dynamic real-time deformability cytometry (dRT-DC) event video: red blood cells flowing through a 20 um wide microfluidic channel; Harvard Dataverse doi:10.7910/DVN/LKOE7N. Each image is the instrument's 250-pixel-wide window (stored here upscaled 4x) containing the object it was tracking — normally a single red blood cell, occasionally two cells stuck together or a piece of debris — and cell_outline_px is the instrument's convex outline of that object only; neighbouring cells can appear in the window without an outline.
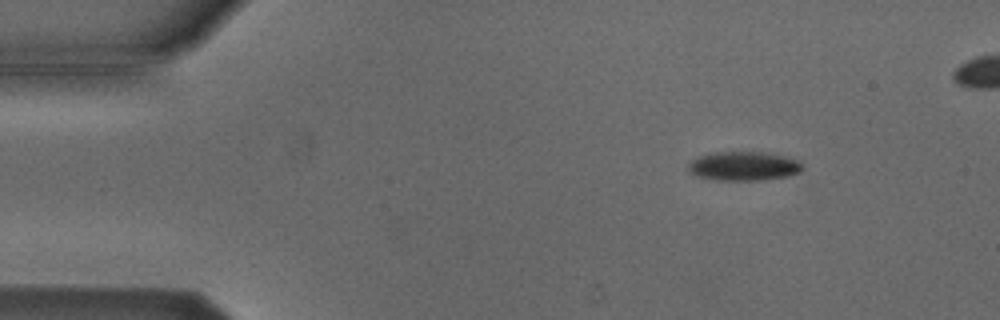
{"species": "Egyptian fruit bat (a non-hibernating species)", "species_latin": "Rousettus aegyptiacus", "temperature_condition": "cold", "stored_images_in_passage": 37, "camera_frame_rate_fps": 3000, "um_per_image_px": 0.085, "animal": {"sex": "male"}, "frame": {"image": 1, "passage_image": 1, "time_ms": 0.0, "image_size_px": [1000, 320], "cell_outline_px": [[804, 168], [800, 172], [784, 176], [760, 180], [716, 180], [700, 176], [688, 172], [688, 164], [696, 156], [708, 152], [768, 152], [784, 156], [796, 160]], "centroid_in_image_um": [63.16, 14.1], "position_along_channel_um": 21.8, "area_um2": 19.31}}
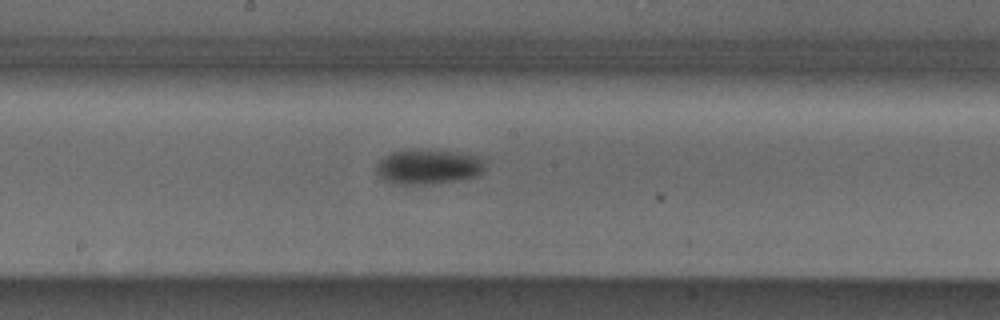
{"frame": {"image": 2, "passage_image": 22, "time_ms": 7.0, "image_size_px": [1000, 320], "cell_outline_px": [[488, 168], [480, 176], [460, 180], [428, 184], [400, 184], [384, 180], [376, 172], [376, 164], [384, 156], [392, 152], [404, 148], [428, 148], [488, 156]], "centroid_in_image_um": [36.54, 14.12], "position_along_channel_um": 211.7, "area_um2": 23.47}}
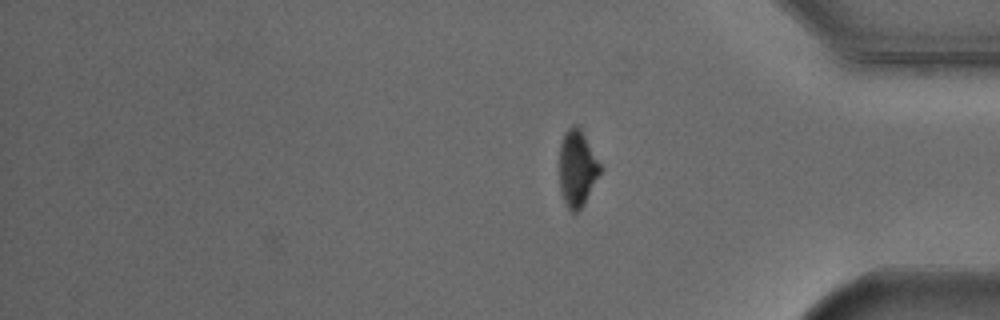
{"frame": {"image": 3, "passage_image": 37, "time_ms": 12.0, "image_size_px": [1000, 320], "cell_outline_px": [[604, 168], [584, 204], [576, 212], [572, 212], [568, 208], [564, 200], [560, 188], [560, 144], [564, 132], [572, 124], [576, 124], [580, 128]], "centroid_in_image_um": [49.09, 14.28], "position_along_channel_um": 386.1, "area_um2": 18.32}, "authors_computed_cell_mechanics": {"area_um2": 21.386, "velocity_mm_per_s": 3.8337, "shape_relaxation_time_tau1_ms": 1.9014, "shape_relaxation_time_tau2_ms": null, "deformation_change_tau1": 0.0846, "deformation_change_tau2": null}}